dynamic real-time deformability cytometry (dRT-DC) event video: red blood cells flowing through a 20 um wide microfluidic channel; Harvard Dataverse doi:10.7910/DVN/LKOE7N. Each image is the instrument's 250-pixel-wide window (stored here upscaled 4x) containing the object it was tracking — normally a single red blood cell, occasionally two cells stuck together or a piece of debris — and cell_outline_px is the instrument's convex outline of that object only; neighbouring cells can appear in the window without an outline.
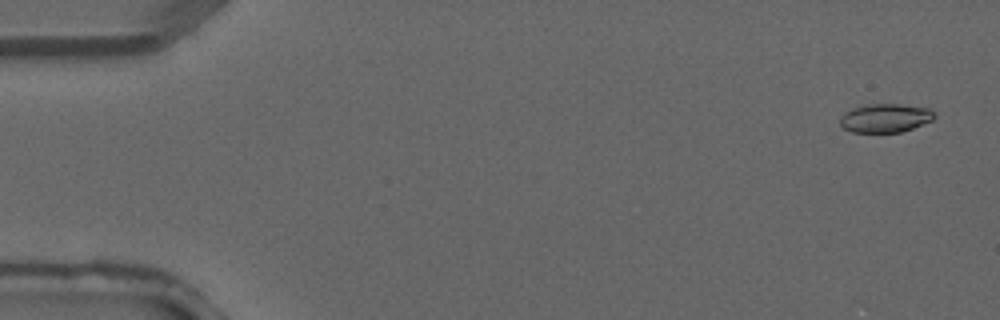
{"species": "common noctule bat (a hibernating species)", "species_latin": "Nyctalus noctula", "temperature_condition": "warm", "stored_images_in_passage": 4, "camera_frame_rate_fps": 3000, "um_per_image_px": 0.085, "animal": {"sex": "male", "forearm_length_mm": 52.5}, "frame": {"image": 1, "passage_image": 1, "time_ms": 0.0, "image_size_px": [1000, 320], "cell_outline_px": [[936, 116], [932, 120], [912, 128], [900, 132], [852, 132], [844, 128], [840, 124], [840, 116], [844, 112], [852, 108], [868, 104], [900, 104], [928, 108], [936, 112]], "centroid_in_image_um": [75.24, 10.02], "position_along_channel_um": 9.8, "area_um2": 15.78}}